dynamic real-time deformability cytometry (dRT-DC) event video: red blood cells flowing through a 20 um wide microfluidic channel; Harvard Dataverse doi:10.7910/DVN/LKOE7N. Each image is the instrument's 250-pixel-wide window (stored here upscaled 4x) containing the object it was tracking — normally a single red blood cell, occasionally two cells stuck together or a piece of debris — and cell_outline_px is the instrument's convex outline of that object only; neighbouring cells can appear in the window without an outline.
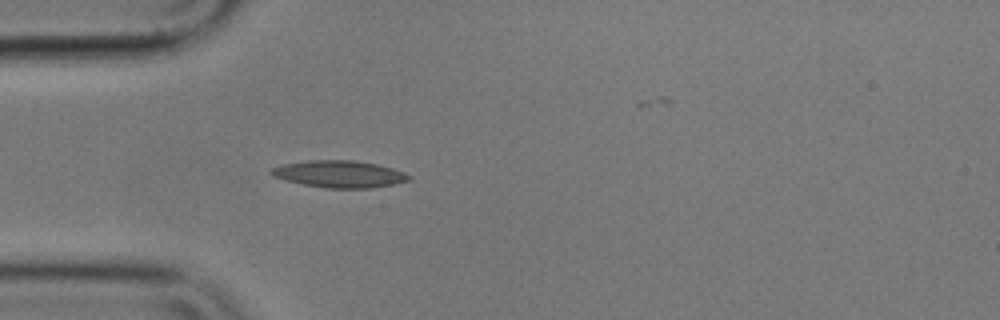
{"species": "common noctule bat (a hibernating species)", "species_latin": "Nyctalus noctula", "temperature_condition": "cold", "stored_images_in_passage": 8, "camera_frame_rate_fps": 3000, "um_per_image_px": 0.085, "animal": {"sex": "male", "body_mass_g": 17.9}, "frame": {"image": 1, "passage_image": 1, "time_ms": 0.0, "image_size_px": [1000, 320], "cell_outline_px": [[412, 180], [372, 188], [324, 188], [284, 180], [272, 176], [268, 172], [272, 168], [284, 164], [308, 160], [352, 160], [376, 164], [392, 168], [404, 172], [412, 176]], "centroid_in_image_um": [28.85, 14.79], "position_along_channel_um": 56.2, "area_um2": 21.68}}
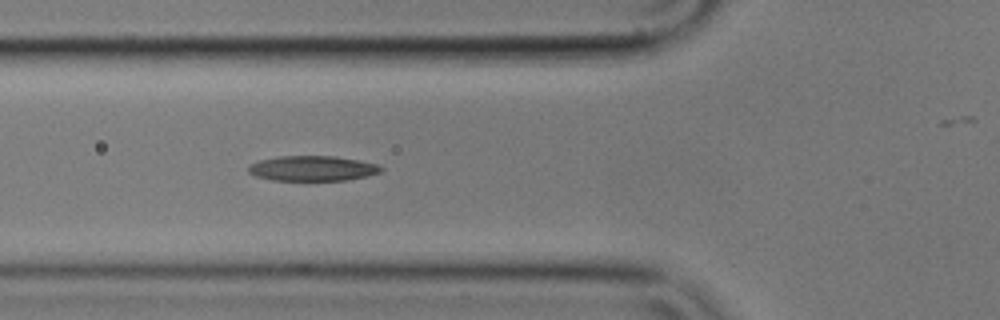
{"frame": {"image": 2, "passage_image": 5, "time_ms": 1.333, "image_size_px": [1000, 320], "cell_outline_px": [[384, 168], [380, 172], [368, 176], [348, 180], [272, 180], [256, 176], [248, 172], [248, 164], [256, 160], [280, 156], [336, 156], [380, 164]], "centroid_in_image_um": [26.56, 14.3], "position_along_channel_um": 99.2, "area_um2": 19.65}}